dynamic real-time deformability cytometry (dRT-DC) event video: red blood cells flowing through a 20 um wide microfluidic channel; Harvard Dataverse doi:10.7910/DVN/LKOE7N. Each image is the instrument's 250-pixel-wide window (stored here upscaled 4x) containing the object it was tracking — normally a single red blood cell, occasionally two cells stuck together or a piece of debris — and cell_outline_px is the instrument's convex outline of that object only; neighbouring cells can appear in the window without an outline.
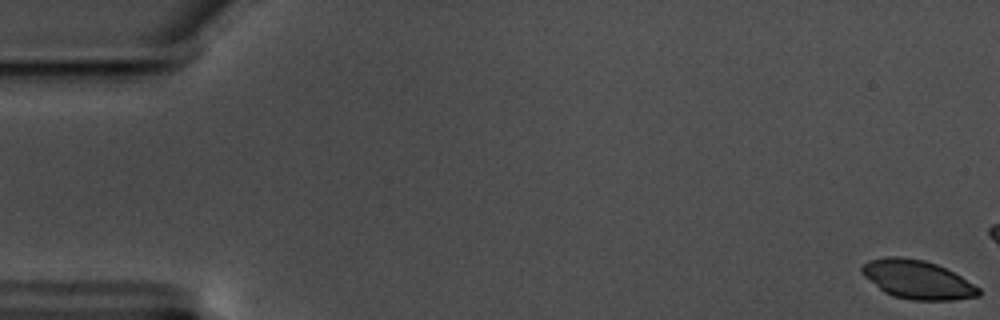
{"species": "common noctule bat (a hibernating species)", "species_latin": "Nyctalus noctula", "temperature_condition": "warm", "stored_images_in_passage": 16, "camera_frame_rate_fps": 3000, "um_per_image_px": 0.085, "animal": {"sex": "male", "body_mass_g": 17.5, "forearm_length_mm": 52.3}, "frame": {"image": 1, "passage_image": 1, "time_ms": 0.0, "image_size_px": [1000, 320], "cell_outline_px": [[980, 296], [952, 300], [912, 300], [892, 296], [884, 292], [864, 276], [860, 272], [860, 268], [868, 260], [892, 256], [900, 256], [924, 260], [936, 264], [960, 276], [980, 288]], "centroid_in_image_um": [77.96, 23.77], "position_along_channel_um": 7.0, "area_um2": 26.18}}